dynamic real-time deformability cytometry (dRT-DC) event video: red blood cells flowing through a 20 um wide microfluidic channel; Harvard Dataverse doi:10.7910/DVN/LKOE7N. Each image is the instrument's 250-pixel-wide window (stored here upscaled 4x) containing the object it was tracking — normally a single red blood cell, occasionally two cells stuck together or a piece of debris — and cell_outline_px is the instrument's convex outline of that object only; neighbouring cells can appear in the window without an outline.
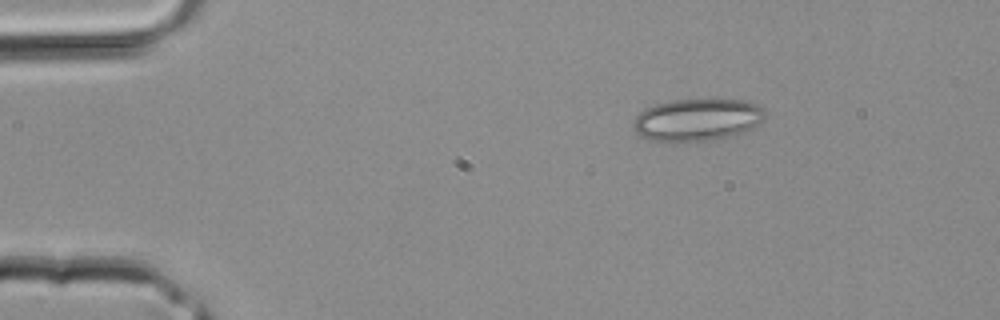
{"species": "common noctule bat (a hibernating species)", "species_latin": "Nyctalus noctula", "temperature_condition": "room temperature", "stored_images_in_passage": 2, "camera_frame_rate_fps": 3000, "um_per_image_px": 0.085, "animal": {"sex": "male", "body_mass_g": 20.4}, "frame": {"image": 1, "passage_image": 1, "time_ms": 0.0, "image_size_px": [1000, 320], "cell_outline_px": [[764, 116], [756, 124], [740, 132], [728, 136], [712, 140], [648, 140], [640, 136], [632, 128], [632, 124], [636, 116], [644, 108], [656, 104], [672, 100], [740, 100], [760, 104], [764, 108]], "centroid_in_image_um": [59.2, 10.16], "position_along_channel_um": 25.8, "area_um2": 31.79}}